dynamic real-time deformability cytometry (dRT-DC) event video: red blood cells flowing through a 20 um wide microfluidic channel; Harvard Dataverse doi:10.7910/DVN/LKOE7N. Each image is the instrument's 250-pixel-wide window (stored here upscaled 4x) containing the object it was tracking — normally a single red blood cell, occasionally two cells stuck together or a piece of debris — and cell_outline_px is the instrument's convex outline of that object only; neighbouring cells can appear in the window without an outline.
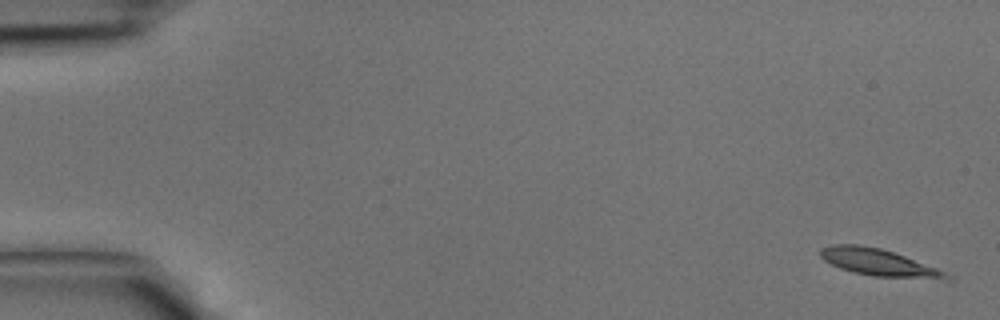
{"species": "common noctule bat (a hibernating species)", "species_latin": "Nyctalus noctula", "temperature_condition": "cold", "stored_images_in_passage": 4, "camera_frame_rate_fps": 3000, "um_per_image_px": 0.085, "animal": {"sex": "male", "body_mass_g": 15.6}, "frame": {"image": 1, "passage_image": 1, "time_ms": 0.0, "image_size_px": [1000, 320], "cell_outline_px": [[952, 280], [948, 280], [872, 276], [852, 272], [840, 268], [824, 260], [820, 256], [820, 248], [832, 244], [860, 244], [880, 248], [904, 256], [936, 268], [952, 276]], "centroid_in_image_um": [74.67, 22.31], "position_along_channel_um": 10.3, "area_um2": 19.77}}